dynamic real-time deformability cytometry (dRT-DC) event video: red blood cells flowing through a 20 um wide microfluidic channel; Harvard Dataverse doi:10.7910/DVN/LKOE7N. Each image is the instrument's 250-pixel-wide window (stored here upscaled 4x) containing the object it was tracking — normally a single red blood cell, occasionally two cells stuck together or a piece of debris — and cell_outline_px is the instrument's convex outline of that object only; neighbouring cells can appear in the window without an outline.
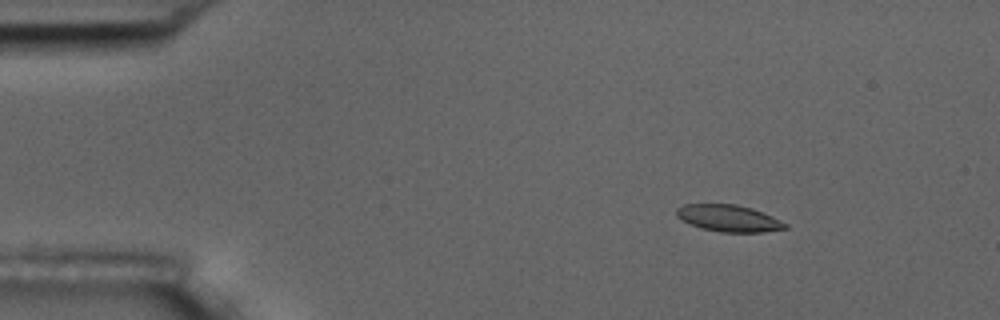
{"species": "common noctule bat (a hibernating species)", "species_latin": "Nyctalus noctula", "temperature_condition": "room temperature", "stored_images_in_passage": 7, "camera_frame_rate_fps": 3000, "um_per_image_px": 0.085, "animal": {"sex": "male", "body_mass_g": 17.5, "forearm_length_mm": 52.3}, "frame": {"image": 1, "passage_image": 3, "time_ms": 2.333, "image_size_px": [1000, 320], "cell_outline_px": [[788, 228], [764, 232], [720, 232], [700, 228], [676, 216], [676, 208], [684, 204], [736, 204], [752, 208], [772, 216], [788, 224]], "centroid_in_image_um": [61.96, 18.55], "position_along_channel_um": 23.0, "area_um2": 16.94}}
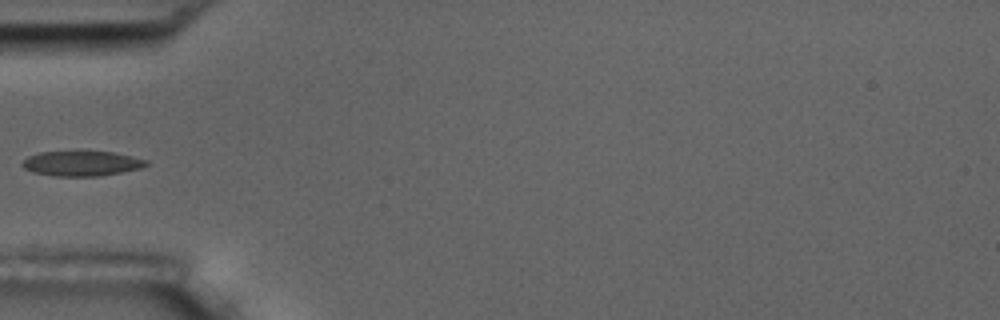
{"frame": {"image": 2, "passage_image": 6, "time_ms": 6.0, "image_size_px": [1000, 320], "cell_outline_px": [[148, 164], [140, 168], [100, 176], [56, 176], [32, 172], [24, 168], [20, 164], [28, 156], [40, 152], [112, 152], [132, 156], [148, 160]], "centroid_in_image_um": [6.92, 13.9], "position_along_channel_um": 78.1, "area_um2": 17.86}}